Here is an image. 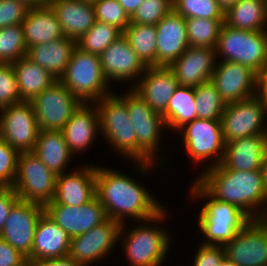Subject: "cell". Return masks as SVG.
Listing matches in <instances>:
<instances>
[{"instance_id":"6da1fadb","label":"cell","mask_w":267,"mask_h":266,"mask_svg":"<svg viewBox=\"0 0 267 266\" xmlns=\"http://www.w3.org/2000/svg\"><path fill=\"white\" fill-rule=\"evenodd\" d=\"M133 179L117 171L96 167V197L108 219L124 224V215L145 221L164 219L163 207Z\"/></svg>"},{"instance_id":"7a4b0ae2","label":"cell","mask_w":267,"mask_h":266,"mask_svg":"<svg viewBox=\"0 0 267 266\" xmlns=\"http://www.w3.org/2000/svg\"><path fill=\"white\" fill-rule=\"evenodd\" d=\"M196 181L215 199L241 208L252 219H266L265 210H252L267 203V188L261 170L225 169L221 164L211 166ZM260 214V215H259Z\"/></svg>"},{"instance_id":"3957f363","label":"cell","mask_w":267,"mask_h":266,"mask_svg":"<svg viewBox=\"0 0 267 266\" xmlns=\"http://www.w3.org/2000/svg\"><path fill=\"white\" fill-rule=\"evenodd\" d=\"M192 193L197 197L204 196L211 199L203 206L198 218L199 227L208 239L204 245L224 246L253 220L236 205L212 197L197 181L192 187Z\"/></svg>"},{"instance_id":"277c9868","label":"cell","mask_w":267,"mask_h":266,"mask_svg":"<svg viewBox=\"0 0 267 266\" xmlns=\"http://www.w3.org/2000/svg\"><path fill=\"white\" fill-rule=\"evenodd\" d=\"M59 81L83 103L89 100L91 104L109 95L106 90L108 81L102 73L99 55L86 52L78 46Z\"/></svg>"},{"instance_id":"5b68a950","label":"cell","mask_w":267,"mask_h":266,"mask_svg":"<svg viewBox=\"0 0 267 266\" xmlns=\"http://www.w3.org/2000/svg\"><path fill=\"white\" fill-rule=\"evenodd\" d=\"M215 50L223 61L240 63L258 73L267 64V31L235 29L223 23Z\"/></svg>"},{"instance_id":"8992f818","label":"cell","mask_w":267,"mask_h":266,"mask_svg":"<svg viewBox=\"0 0 267 266\" xmlns=\"http://www.w3.org/2000/svg\"><path fill=\"white\" fill-rule=\"evenodd\" d=\"M111 94L94 102L99 114V130L114 145V149L137 161V135L129 119L126 95L121 97Z\"/></svg>"},{"instance_id":"52a82bcc","label":"cell","mask_w":267,"mask_h":266,"mask_svg":"<svg viewBox=\"0 0 267 266\" xmlns=\"http://www.w3.org/2000/svg\"><path fill=\"white\" fill-rule=\"evenodd\" d=\"M131 89L132 91L126 94V107L137 135V163L141 168L138 170L144 174L152 166L154 150L159 145L160 131L166 124L163 116L154 112L151 106Z\"/></svg>"},{"instance_id":"ba28073f","label":"cell","mask_w":267,"mask_h":266,"mask_svg":"<svg viewBox=\"0 0 267 266\" xmlns=\"http://www.w3.org/2000/svg\"><path fill=\"white\" fill-rule=\"evenodd\" d=\"M57 175L32 152H20L12 188L22 201L45 205L55 193Z\"/></svg>"},{"instance_id":"9c48e42d","label":"cell","mask_w":267,"mask_h":266,"mask_svg":"<svg viewBox=\"0 0 267 266\" xmlns=\"http://www.w3.org/2000/svg\"><path fill=\"white\" fill-rule=\"evenodd\" d=\"M30 103L40 130H61L83 102L57 80Z\"/></svg>"},{"instance_id":"30bf717a","label":"cell","mask_w":267,"mask_h":266,"mask_svg":"<svg viewBox=\"0 0 267 266\" xmlns=\"http://www.w3.org/2000/svg\"><path fill=\"white\" fill-rule=\"evenodd\" d=\"M266 114L267 107L256 95L226 104L220 119L225 144L247 136L267 135L261 125Z\"/></svg>"},{"instance_id":"8fae6325","label":"cell","mask_w":267,"mask_h":266,"mask_svg":"<svg viewBox=\"0 0 267 266\" xmlns=\"http://www.w3.org/2000/svg\"><path fill=\"white\" fill-rule=\"evenodd\" d=\"M0 137L19 152L34 150L40 131L30 101L0 109Z\"/></svg>"},{"instance_id":"7c38bea8","label":"cell","mask_w":267,"mask_h":266,"mask_svg":"<svg viewBox=\"0 0 267 266\" xmlns=\"http://www.w3.org/2000/svg\"><path fill=\"white\" fill-rule=\"evenodd\" d=\"M180 130L184 131V146L190 158L200 162L216 156L218 158L209 167L222 163L226 144L220 120L196 118L182 126Z\"/></svg>"},{"instance_id":"4fadbf2b","label":"cell","mask_w":267,"mask_h":266,"mask_svg":"<svg viewBox=\"0 0 267 266\" xmlns=\"http://www.w3.org/2000/svg\"><path fill=\"white\" fill-rule=\"evenodd\" d=\"M223 247L237 266H267V219H253Z\"/></svg>"},{"instance_id":"5bb4252c","label":"cell","mask_w":267,"mask_h":266,"mask_svg":"<svg viewBox=\"0 0 267 266\" xmlns=\"http://www.w3.org/2000/svg\"><path fill=\"white\" fill-rule=\"evenodd\" d=\"M144 226L134 227L128 237H123L124 251L132 266H160L169 247V237L162 228Z\"/></svg>"},{"instance_id":"9a60e30c","label":"cell","mask_w":267,"mask_h":266,"mask_svg":"<svg viewBox=\"0 0 267 266\" xmlns=\"http://www.w3.org/2000/svg\"><path fill=\"white\" fill-rule=\"evenodd\" d=\"M43 213V205L19 200L6 218L0 237L28 257L31 254L37 222Z\"/></svg>"},{"instance_id":"2e32d148","label":"cell","mask_w":267,"mask_h":266,"mask_svg":"<svg viewBox=\"0 0 267 266\" xmlns=\"http://www.w3.org/2000/svg\"><path fill=\"white\" fill-rule=\"evenodd\" d=\"M124 224L107 219L86 233L70 239L68 255L83 266L107 255L124 231Z\"/></svg>"},{"instance_id":"e0dca14e","label":"cell","mask_w":267,"mask_h":266,"mask_svg":"<svg viewBox=\"0 0 267 266\" xmlns=\"http://www.w3.org/2000/svg\"><path fill=\"white\" fill-rule=\"evenodd\" d=\"M44 212L66 231L70 238L82 235L108 219L104 207L97 197L79 207L45 204Z\"/></svg>"},{"instance_id":"ac0fdd59","label":"cell","mask_w":267,"mask_h":266,"mask_svg":"<svg viewBox=\"0 0 267 266\" xmlns=\"http://www.w3.org/2000/svg\"><path fill=\"white\" fill-rule=\"evenodd\" d=\"M216 66L211 81L225 104L256 95L257 73L251 68L231 61H222Z\"/></svg>"},{"instance_id":"d6986e66","label":"cell","mask_w":267,"mask_h":266,"mask_svg":"<svg viewBox=\"0 0 267 266\" xmlns=\"http://www.w3.org/2000/svg\"><path fill=\"white\" fill-rule=\"evenodd\" d=\"M215 48L188 47L169 68L174 72L178 85L197 87L211 80L216 69Z\"/></svg>"},{"instance_id":"ffe728a7","label":"cell","mask_w":267,"mask_h":266,"mask_svg":"<svg viewBox=\"0 0 267 266\" xmlns=\"http://www.w3.org/2000/svg\"><path fill=\"white\" fill-rule=\"evenodd\" d=\"M99 57L102 73L108 82L111 79L123 81L141 77L139 74H143L146 69L123 34L112 42Z\"/></svg>"},{"instance_id":"44dd1931","label":"cell","mask_w":267,"mask_h":266,"mask_svg":"<svg viewBox=\"0 0 267 266\" xmlns=\"http://www.w3.org/2000/svg\"><path fill=\"white\" fill-rule=\"evenodd\" d=\"M155 26L157 66L169 67L189 47L185 18L171 10Z\"/></svg>"},{"instance_id":"7402d4cb","label":"cell","mask_w":267,"mask_h":266,"mask_svg":"<svg viewBox=\"0 0 267 266\" xmlns=\"http://www.w3.org/2000/svg\"><path fill=\"white\" fill-rule=\"evenodd\" d=\"M96 197V167L57 175L53 200L47 204L80 206Z\"/></svg>"},{"instance_id":"603a6c76","label":"cell","mask_w":267,"mask_h":266,"mask_svg":"<svg viewBox=\"0 0 267 266\" xmlns=\"http://www.w3.org/2000/svg\"><path fill=\"white\" fill-rule=\"evenodd\" d=\"M141 82L135 87L137 92L152 108L160 115H164L173 96L178 82L174 72L169 67L153 66L146 67Z\"/></svg>"},{"instance_id":"cb8c5ba5","label":"cell","mask_w":267,"mask_h":266,"mask_svg":"<svg viewBox=\"0 0 267 266\" xmlns=\"http://www.w3.org/2000/svg\"><path fill=\"white\" fill-rule=\"evenodd\" d=\"M70 237L45 212L39 218L31 254L27 260L51 259L67 256L70 247Z\"/></svg>"},{"instance_id":"d4e9b609","label":"cell","mask_w":267,"mask_h":266,"mask_svg":"<svg viewBox=\"0 0 267 266\" xmlns=\"http://www.w3.org/2000/svg\"><path fill=\"white\" fill-rule=\"evenodd\" d=\"M266 151L267 135L239 138L226 143L221 165L232 170H259Z\"/></svg>"},{"instance_id":"484cf974","label":"cell","mask_w":267,"mask_h":266,"mask_svg":"<svg viewBox=\"0 0 267 266\" xmlns=\"http://www.w3.org/2000/svg\"><path fill=\"white\" fill-rule=\"evenodd\" d=\"M60 23L63 36L79 40L95 23L94 8L83 0H52L48 3Z\"/></svg>"},{"instance_id":"4316f807","label":"cell","mask_w":267,"mask_h":266,"mask_svg":"<svg viewBox=\"0 0 267 266\" xmlns=\"http://www.w3.org/2000/svg\"><path fill=\"white\" fill-rule=\"evenodd\" d=\"M27 49L63 37L60 23L49 4L30 7L22 22Z\"/></svg>"},{"instance_id":"83f0119b","label":"cell","mask_w":267,"mask_h":266,"mask_svg":"<svg viewBox=\"0 0 267 266\" xmlns=\"http://www.w3.org/2000/svg\"><path fill=\"white\" fill-rule=\"evenodd\" d=\"M90 107L86 102L82 103L61 129L72 154L90 146L100 128L98 109L93 107V110Z\"/></svg>"},{"instance_id":"f1b7e54d","label":"cell","mask_w":267,"mask_h":266,"mask_svg":"<svg viewBox=\"0 0 267 266\" xmlns=\"http://www.w3.org/2000/svg\"><path fill=\"white\" fill-rule=\"evenodd\" d=\"M76 46L77 41L63 36L46 44L29 47L26 56L59 80L63 76Z\"/></svg>"},{"instance_id":"f546056e","label":"cell","mask_w":267,"mask_h":266,"mask_svg":"<svg viewBox=\"0 0 267 266\" xmlns=\"http://www.w3.org/2000/svg\"><path fill=\"white\" fill-rule=\"evenodd\" d=\"M32 152L56 175L65 172L70 156L73 155L61 130H40Z\"/></svg>"},{"instance_id":"4dcf8cb0","label":"cell","mask_w":267,"mask_h":266,"mask_svg":"<svg viewBox=\"0 0 267 266\" xmlns=\"http://www.w3.org/2000/svg\"><path fill=\"white\" fill-rule=\"evenodd\" d=\"M12 66L17 75L18 89L23 101H31L57 81L46 69L27 56L12 63Z\"/></svg>"},{"instance_id":"1f68e13d","label":"cell","mask_w":267,"mask_h":266,"mask_svg":"<svg viewBox=\"0 0 267 266\" xmlns=\"http://www.w3.org/2000/svg\"><path fill=\"white\" fill-rule=\"evenodd\" d=\"M266 22L267 0H239L224 13V23L235 29L262 31Z\"/></svg>"},{"instance_id":"d6a6232c","label":"cell","mask_w":267,"mask_h":266,"mask_svg":"<svg viewBox=\"0 0 267 266\" xmlns=\"http://www.w3.org/2000/svg\"><path fill=\"white\" fill-rule=\"evenodd\" d=\"M163 118L165 127L168 126L178 131L182 126L196 119L194 87L178 85L169 100Z\"/></svg>"},{"instance_id":"836d02e7","label":"cell","mask_w":267,"mask_h":266,"mask_svg":"<svg viewBox=\"0 0 267 266\" xmlns=\"http://www.w3.org/2000/svg\"><path fill=\"white\" fill-rule=\"evenodd\" d=\"M123 35L146 67L157 66V31L155 25L129 23L123 31Z\"/></svg>"},{"instance_id":"e575fe53","label":"cell","mask_w":267,"mask_h":266,"mask_svg":"<svg viewBox=\"0 0 267 266\" xmlns=\"http://www.w3.org/2000/svg\"><path fill=\"white\" fill-rule=\"evenodd\" d=\"M185 23L190 47L216 48L224 19L186 18Z\"/></svg>"},{"instance_id":"d590c367","label":"cell","mask_w":267,"mask_h":266,"mask_svg":"<svg viewBox=\"0 0 267 266\" xmlns=\"http://www.w3.org/2000/svg\"><path fill=\"white\" fill-rule=\"evenodd\" d=\"M194 89L197 118L220 120L226 104L214 83L209 80L194 87Z\"/></svg>"},{"instance_id":"8d00e7d4","label":"cell","mask_w":267,"mask_h":266,"mask_svg":"<svg viewBox=\"0 0 267 266\" xmlns=\"http://www.w3.org/2000/svg\"><path fill=\"white\" fill-rule=\"evenodd\" d=\"M123 32L116 26L95 21L93 26L77 40V46L92 54L100 55Z\"/></svg>"},{"instance_id":"74e56055","label":"cell","mask_w":267,"mask_h":266,"mask_svg":"<svg viewBox=\"0 0 267 266\" xmlns=\"http://www.w3.org/2000/svg\"><path fill=\"white\" fill-rule=\"evenodd\" d=\"M26 55L22 24L0 28V63L12 64Z\"/></svg>"},{"instance_id":"f35d334b","label":"cell","mask_w":267,"mask_h":266,"mask_svg":"<svg viewBox=\"0 0 267 266\" xmlns=\"http://www.w3.org/2000/svg\"><path fill=\"white\" fill-rule=\"evenodd\" d=\"M173 10L186 18L224 19L216 0H172Z\"/></svg>"},{"instance_id":"ab89813d","label":"cell","mask_w":267,"mask_h":266,"mask_svg":"<svg viewBox=\"0 0 267 266\" xmlns=\"http://www.w3.org/2000/svg\"><path fill=\"white\" fill-rule=\"evenodd\" d=\"M171 10L172 0H144L130 17V23L156 25Z\"/></svg>"},{"instance_id":"60d3db41","label":"cell","mask_w":267,"mask_h":266,"mask_svg":"<svg viewBox=\"0 0 267 266\" xmlns=\"http://www.w3.org/2000/svg\"><path fill=\"white\" fill-rule=\"evenodd\" d=\"M95 21L116 26L122 32L130 23V17L117 0H100L92 4Z\"/></svg>"},{"instance_id":"b9f144b4","label":"cell","mask_w":267,"mask_h":266,"mask_svg":"<svg viewBox=\"0 0 267 266\" xmlns=\"http://www.w3.org/2000/svg\"><path fill=\"white\" fill-rule=\"evenodd\" d=\"M22 101L12 64L0 63V109Z\"/></svg>"},{"instance_id":"7bdbcfd3","label":"cell","mask_w":267,"mask_h":266,"mask_svg":"<svg viewBox=\"0 0 267 266\" xmlns=\"http://www.w3.org/2000/svg\"><path fill=\"white\" fill-rule=\"evenodd\" d=\"M20 152L0 137V183L12 187L16 178Z\"/></svg>"},{"instance_id":"ee69618b","label":"cell","mask_w":267,"mask_h":266,"mask_svg":"<svg viewBox=\"0 0 267 266\" xmlns=\"http://www.w3.org/2000/svg\"><path fill=\"white\" fill-rule=\"evenodd\" d=\"M29 8L20 0H0V28L22 24Z\"/></svg>"},{"instance_id":"f6af8a7d","label":"cell","mask_w":267,"mask_h":266,"mask_svg":"<svg viewBox=\"0 0 267 266\" xmlns=\"http://www.w3.org/2000/svg\"><path fill=\"white\" fill-rule=\"evenodd\" d=\"M225 257L222 245H200L195 256L194 266H220Z\"/></svg>"},{"instance_id":"bcb514c9","label":"cell","mask_w":267,"mask_h":266,"mask_svg":"<svg viewBox=\"0 0 267 266\" xmlns=\"http://www.w3.org/2000/svg\"><path fill=\"white\" fill-rule=\"evenodd\" d=\"M27 257L0 237V266H22Z\"/></svg>"},{"instance_id":"7dc6e473","label":"cell","mask_w":267,"mask_h":266,"mask_svg":"<svg viewBox=\"0 0 267 266\" xmlns=\"http://www.w3.org/2000/svg\"><path fill=\"white\" fill-rule=\"evenodd\" d=\"M20 200L12 187L5 188L0 192V232L12 207Z\"/></svg>"},{"instance_id":"c3c4849f","label":"cell","mask_w":267,"mask_h":266,"mask_svg":"<svg viewBox=\"0 0 267 266\" xmlns=\"http://www.w3.org/2000/svg\"><path fill=\"white\" fill-rule=\"evenodd\" d=\"M32 266H83L69 255L51 259H39L31 262Z\"/></svg>"},{"instance_id":"681fc988","label":"cell","mask_w":267,"mask_h":266,"mask_svg":"<svg viewBox=\"0 0 267 266\" xmlns=\"http://www.w3.org/2000/svg\"><path fill=\"white\" fill-rule=\"evenodd\" d=\"M256 96L267 107V64L257 73Z\"/></svg>"},{"instance_id":"f907efd6","label":"cell","mask_w":267,"mask_h":266,"mask_svg":"<svg viewBox=\"0 0 267 266\" xmlns=\"http://www.w3.org/2000/svg\"><path fill=\"white\" fill-rule=\"evenodd\" d=\"M120 5L124 8L125 12L128 14L129 17H131L136 9L139 7V5L144 0H117Z\"/></svg>"},{"instance_id":"816d5d0a","label":"cell","mask_w":267,"mask_h":266,"mask_svg":"<svg viewBox=\"0 0 267 266\" xmlns=\"http://www.w3.org/2000/svg\"><path fill=\"white\" fill-rule=\"evenodd\" d=\"M219 7L224 11V13L231 8L239 0H216Z\"/></svg>"},{"instance_id":"f5cc1de1","label":"cell","mask_w":267,"mask_h":266,"mask_svg":"<svg viewBox=\"0 0 267 266\" xmlns=\"http://www.w3.org/2000/svg\"><path fill=\"white\" fill-rule=\"evenodd\" d=\"M261 174L265 183V186L267 188V151L265 153V156L263 157V160L261 162Z\"/></svg>"},{"instance_id":"db71d44e","label":"cell","mask_w":267,"mask_h":266,"mask_svg":"<svg viewBox=\"0 0 267 266\" xmlns=\"http://www.w3.org/2000/svg\"><path fill=\"white\" fill-rule=\"evenodd\" d=\"M25 3L28 7H38L47 5L49 2L47 0H20Z\"/></svg>"},{"instance_id":"11a10c76","label":"cell","mask_w":267,"mask_h":266,"mask_svg":"<svg viewBox=\"0 0 267 266\" xmlns=\"http://www.w3.org/2000/svg\"><path fill=\"white\" fill-rule=\"evenodd\" d=\"M220 266H237L235 263L230 261L226 256L222 259Z\"/></svg>"},{"instance_id":"9f6ffc18","label":"cell","mask_w":267,"mask_h":266,"mask_svg":"<svg viewBox=\"0 0 267 266\" xmlns=\"http://www.w3.org/2000/svg\"><path fill=\"white\" fill-rule=\"evenodd\" d=\"M83 1L93 4V3L97 2V1H100V0H83Z\"/></svg>"},{"instance_id":"6f0895ef","label":"cell","mask_w":267,"mask_h":266,"mask_svg":"<svg viewBox=\"0 0 267 266\" xmlns=\"http://www.w3.org/2000/svg\"><path fill=\"white\" fill-rule=\"evenodd\" d=\"M22 266H32L31 262L30 261H27L24 265Z\"/></svg>"},{"instance_id":"680465c9","label":"cell","mask_w":267,"mask_h":266,"mask_svg":"<svg viewBox=\"0 0 267 266\" xmlns=\"http://www.w3.org/2000/svg\"><path fill=\"white\" fill-rule=\"evenodd\" d=\"M5 189V187L0 183V192H2Z\"/></svg>"}]
</instances>
